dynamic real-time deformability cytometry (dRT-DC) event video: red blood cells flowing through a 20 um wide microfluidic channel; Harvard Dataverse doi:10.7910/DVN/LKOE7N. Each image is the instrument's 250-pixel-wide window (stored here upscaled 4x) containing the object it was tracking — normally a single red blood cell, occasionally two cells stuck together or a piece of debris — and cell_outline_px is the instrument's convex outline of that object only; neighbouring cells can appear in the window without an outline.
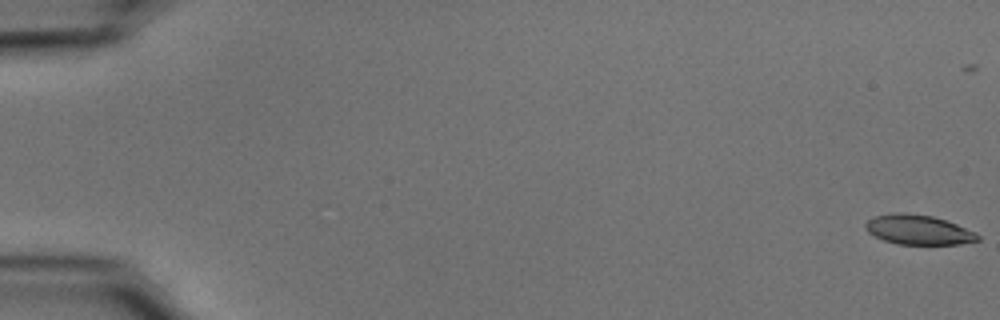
{"species": "common noctule bat (a hibernating species)", "species_latin": "Nyctalus noctula", "temperature_condition": "cold", "stored_images_in_passage": 16, "camera_frame_rate_fps": 3000, "um_per_image_px": 0.085, "animal": {"sex": "male", "body_mass_g": 15.6}, "frame": {"image": 1, "passage_image": 1, "time_ms": 0.0, "image_size_px": [1000, 320], "cell_outline_px": [[980, 240], [960, 244], [896, 244], [884, 240], [868, 232], [864, 228], [864, 224], [872, 216], [892, 212], [904, 212], [932, 216], [956, 224], [976, 232], [980, 236]], "centroid_in_image_um": [78.03, 19.52], "position_along_channel_um": 7.0, "area_um2": 19.54}}